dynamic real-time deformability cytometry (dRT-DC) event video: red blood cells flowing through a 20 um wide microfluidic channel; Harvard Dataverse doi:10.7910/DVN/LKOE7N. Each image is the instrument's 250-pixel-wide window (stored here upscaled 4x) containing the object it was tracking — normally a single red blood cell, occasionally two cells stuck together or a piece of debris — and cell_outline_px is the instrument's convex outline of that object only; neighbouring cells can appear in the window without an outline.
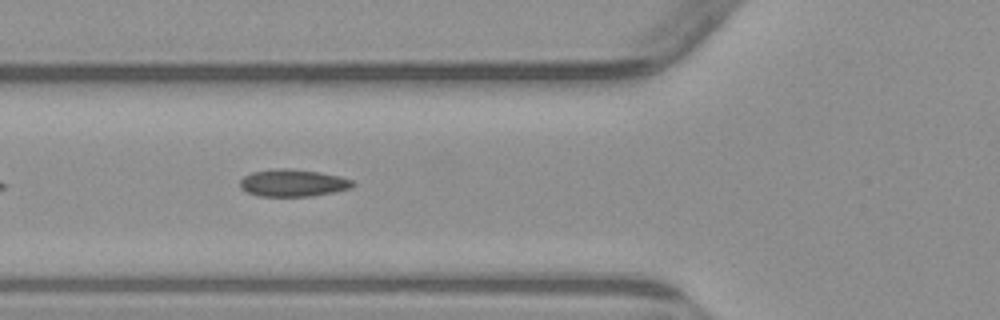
{"species": "common noctule bat (a hibernating species)", "species_latin": "Nyctalus noctula", "temperature_condition": "warm", "stored_images_in_passage": 3, "camera_frame_rate_fps": 3000, "um_per_image_px": 0.085, "animal": {"sex": "male", "body_mass_g": 23.1, "forearm_length_mm": 52.7}, "frame": {"image": 1, "passage_image": 2, "time_ms": 1.333, "image_size_px": [1000, 320], "cell_outline_px": [[356, 184], [352, 188], [312, 196], [260, 196], [248, 192], [240, 188], [240, 180], [244, 176], [252, 172], [272, 168], [288, 168], [320, 172], [340, 176], [352, 180]], "centroid_in_image_um": [24.9, 15.54], "position_along_channel_um": 100.9, "area_um2": 17.98}}
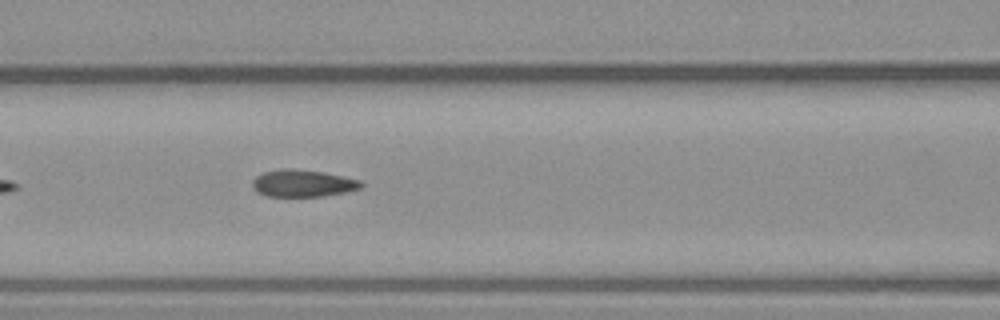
{"frame": {"image": 2, "passage_image": 3, "time_ms": 2.333, "image_size_px": [1000, 320], "cell_outline_px": [[364, 184], [360, 188], [344, 192], [320, 196], [264, 196], [256, 192], [252, 188], [252, 180], [256, 176], [264, 172], [280, 168], [288, 168], [324, 172], [344, 176], [360, 180]], "centroid_in_image_um": [25.69, 15.57], "position_along_channel_um": 140.9, "area_um2": 17.22}}